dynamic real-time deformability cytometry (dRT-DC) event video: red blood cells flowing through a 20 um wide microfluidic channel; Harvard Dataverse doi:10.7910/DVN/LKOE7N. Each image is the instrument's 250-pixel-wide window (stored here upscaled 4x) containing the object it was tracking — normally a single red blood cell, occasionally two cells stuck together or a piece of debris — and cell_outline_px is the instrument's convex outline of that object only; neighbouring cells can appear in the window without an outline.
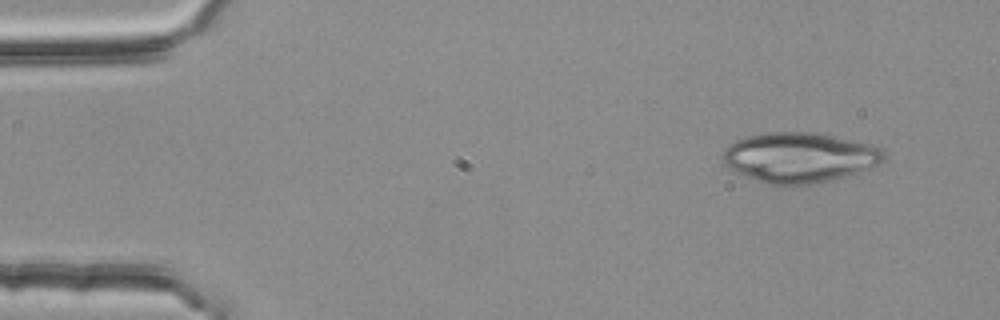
{"species": "common noctule bat (a hibernating species)", "species_latin": "Nyctalus noctula", "temperature_condition": "room temperature", "stored_images_in_passage": 3, "camera_frame_rate_fps": 3000, "um_per_image_px": 0.085, "animal": {"sex": "female", "body_mass_g": 25.1}, "frame": {"image": 1, "passage_image": 1, "time_ms": 0.0, "image_size_px": [1000, 320], "cell_outline_px": [[888, 156], [884, 160], [876, 164], [856, 172], [844, 176], [828, 180], [808, 184], [764, 184], [744, 176], [736, 172], [724, 164], [724, 152], [728, 144], [736, 140], [748, 136], [768, 132], [816, 132], [872, 144], [880, 148]], "centroid_in_image_um": [67.93, 13.37], "position_along_channel_um": 17.1, "area_um2": 46.64}}